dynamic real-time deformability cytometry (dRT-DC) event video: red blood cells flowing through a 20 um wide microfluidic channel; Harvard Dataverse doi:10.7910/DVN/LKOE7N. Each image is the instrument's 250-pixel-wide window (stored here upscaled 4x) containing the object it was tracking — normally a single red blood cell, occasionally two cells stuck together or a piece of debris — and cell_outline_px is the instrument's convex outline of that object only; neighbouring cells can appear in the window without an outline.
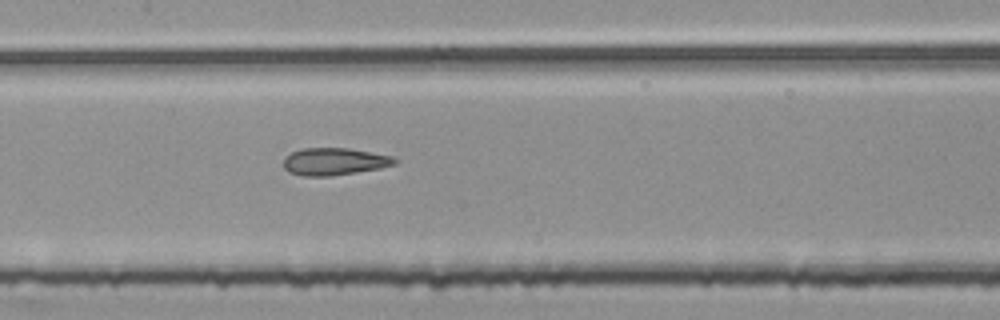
{"species": "common noctule bat (a hibernating species)", "species_latin": "Nyctalus noctula", "temperature_condition": "room temperature", "stored_images_in_passage": 54, "segment_of_instrument_passage": [2, 2], "camera_frame_rate_fps": 3000, "um_per_image_px": 0.085, "animal": {"sex": "female", "body_mass_g": 25.1}, "frame": {"image": 1, "passage_image": 26, "time_ms": 8.333, "image_size_px": [1000, 320], "cell_outline_px": [[400, 160], [396, 164], [380, 168], [328, 176], [304, 176], [288, 172], [284, 168], [284, 156], [300, 148], [348, 148], [392, 156]], "centroid_in_image_um": [28.4, 13.72], "position_along_channel_um": 179.0, "area_um2": 17.69}}
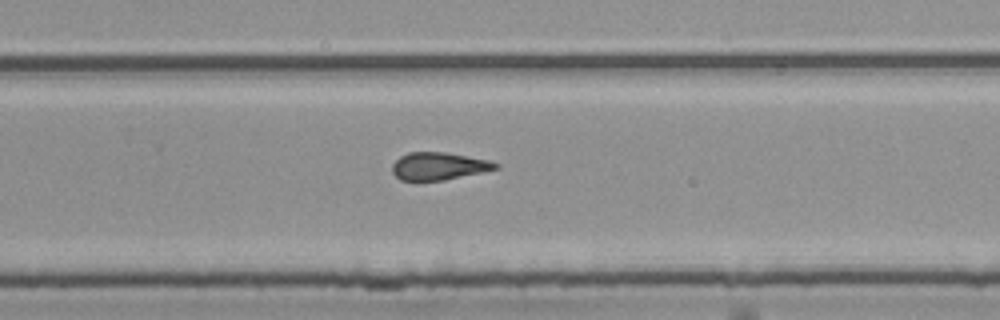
{"frame": {"image": 2, "passage_image": 35, "time_ms": 11.333, "image_size_px": [1000, 320], "cell_outline_px": [[500, 164], [496, 168], [480, 172], [444, 180], [400, 180], [392, 172], [392, 164], [400, 156], [408, 152], [444, 152], [488, 160]], "centroid_in_image_um": [37.23, 14.11], "position_along_channel_um": 292.6, "area_um2": 16.3}}
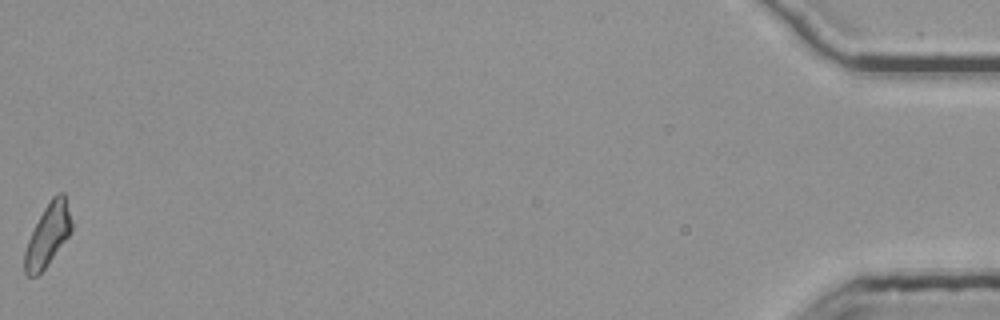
{"frame": {"image": 3, "passage_image": 54, "time_ms": 17.667, "image_size_px": [1000, 320], "cell_outline_px": [[72, 228], [68, 236], [44, 268], [36, 276], [28, 276], [24, 272], [24, 252], [28, 240], [44, 208], [52, 196], [56, 192], [64, 192], [72, 224]], "centroid_in_image_um": [4.05, 19.95], "position_along_channel_um": 431.1, "area_um2": 16.59}}